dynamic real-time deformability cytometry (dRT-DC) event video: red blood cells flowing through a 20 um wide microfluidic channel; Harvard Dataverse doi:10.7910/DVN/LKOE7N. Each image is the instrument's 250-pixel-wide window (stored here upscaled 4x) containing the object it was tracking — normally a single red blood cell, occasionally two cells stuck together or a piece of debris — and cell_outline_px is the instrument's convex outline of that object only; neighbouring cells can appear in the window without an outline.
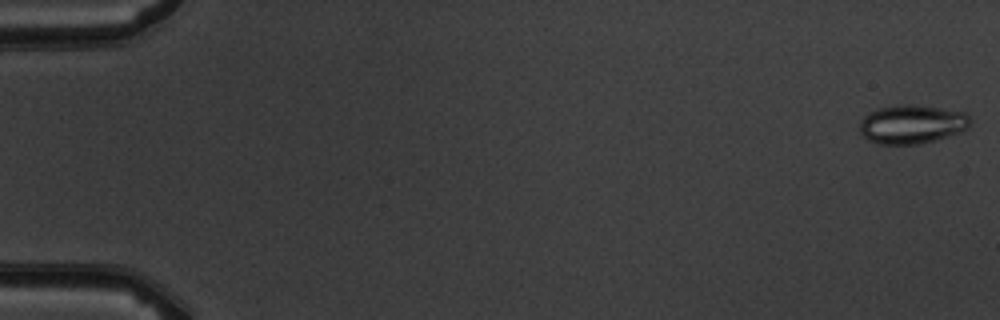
{"species": "common noctule bat (a hibernating species)", "species_latin": "Nyctalus noctula", "temperature_condition": "warm", "stored_images_in_passage": 3, "camera_frame_rate_fps": 3000, "um_per_image_px": 0.085, "animal": {"sex": "male", "body_mass_g": 19.5, "forearm_length_mm": 54.6}, "frame": {"image": 1, "passage_image": 1, "time_ms": 0.0, "image_size_px": [1000, 320], "cell_outline_px": [[972, 120], [968, 128], [960, 132], [948, 136], [920, 144], [880, 144], [868, 140], [860, 132], [860, 120], [864, 116], [880, 108], [904, 104], [912, 104], [940, 108], [964, 112]], "centroid_in_image_um": [77.53, 10.56], "position_along_channel_um": 7.5, "area_um2": 24.85}}